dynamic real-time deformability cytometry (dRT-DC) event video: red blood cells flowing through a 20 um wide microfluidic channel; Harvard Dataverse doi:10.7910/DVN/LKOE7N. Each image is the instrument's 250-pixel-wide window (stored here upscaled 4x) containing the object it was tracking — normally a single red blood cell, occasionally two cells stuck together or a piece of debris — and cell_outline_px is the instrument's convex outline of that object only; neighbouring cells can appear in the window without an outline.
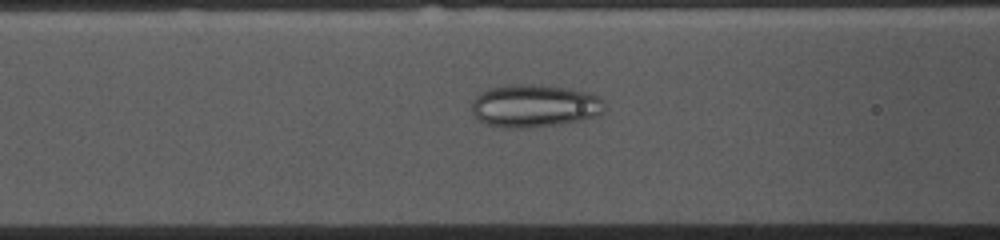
{"species": "common noctule bat (a hibernating species)", "species_latin": "Nyctalus noctula", "temperature_condition": "cold", "stored_images_in_passage": 48, "camera_frame_rate_fps": 3000, "um_per_image_px": 0.085, "animal": {"sex": "female", "body_mass_g": 10.0, "forearm_length_mm": 53.1}, "frame": {"image": 1, "passage_image": 13, "time_ms": 4.0, "image_size_px": [1000, 240], "cell_outline_px": [[604, 112], [600, 116], [560, 124], [528, 128], [500, 128], [484, 124], [472, 116], [472, 100], [480, 92], [488, 88], [520, 84], [532, 84], [592, 92], [604, 104]], "centroid_in_image_um": [45.39, 9.02], "position_along_channel_um": 121.2, "area_um2": 33.41}}
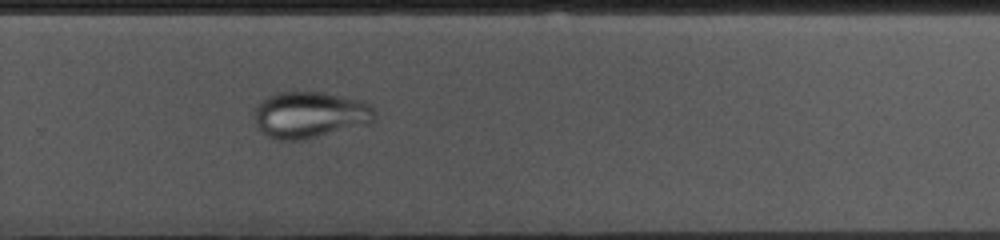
{"frame": {"image": 2, "passage_image": 28, "time_ms": 9.0, "image_size_px": [1000, 240], "cell_outline_px": [[376, 120], [368, 124], [300, 140], [280, 140], [268, 136], [256, 124], [256, 108], [260, 100], [276, 92], [324, 92], [364, 100], [372, 104], [376, 112]], "centroid_in_image_um": [26.41, 9.73], "position_along_channel_um": 303.4, "area_um2": 32.6}}
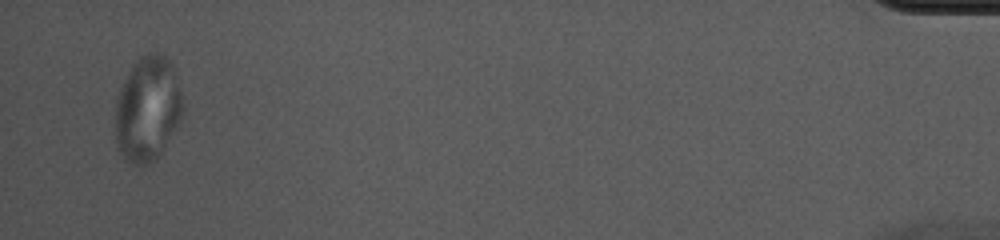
{"frame": {"image": 3, "passage_image": 45, "time_ms": 14.667, "image_size_px": [1000, 240], "cell_outline_px": [[184, 112], [180, 120], [160, 152], [148, 164], [132, 164], [120, 156], [116, 140], [116, 100], [120, 88], [128, 72], [136, 60], [140, 56], [148, 52], [156, 52], [164, 56], [172, 64], [176, 76], [184, 108]], "centroid_in_image_um": [12.53, 9.23], "position_along_channel_um": 422.7, "area_um2": 40.92}}